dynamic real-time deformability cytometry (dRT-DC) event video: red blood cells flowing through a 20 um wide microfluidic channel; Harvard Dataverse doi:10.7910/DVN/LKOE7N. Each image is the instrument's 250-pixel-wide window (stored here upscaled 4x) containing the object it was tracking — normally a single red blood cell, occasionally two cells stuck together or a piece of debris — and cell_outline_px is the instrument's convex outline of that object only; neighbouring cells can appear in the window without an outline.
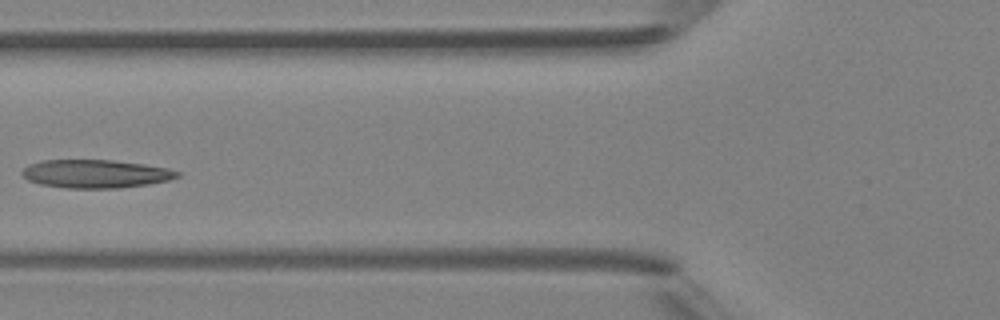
{"species": "Egyptian fruit bat (a non-hibernating species)", "species_latin": "Rousettus aegyptiacus", "temperature_condition": "room temperature", "stored_images_in_passage": 4, "camera_frame_rate_fps": 3000, "um_per_image_px": 0.085, "animal": {"sex": "female"}, "frame": {"image": 1, "passage_image": 4, "time_ms": 3.333, "image_size_px": [1000, 320], "cell_outline_px": [[180, 176], [168, 180], [148, 184], [120, 188], [64, 188], [40, 184], [28, 180], [20, 172], [28, 164], [40, 160], [112, 160], [144, 164], [168, 168], [180, 172]], "centroid_in_image_um": [8.11, 14.77], "position_along_channel_um": 117.7, "area_um2": 25.66}}